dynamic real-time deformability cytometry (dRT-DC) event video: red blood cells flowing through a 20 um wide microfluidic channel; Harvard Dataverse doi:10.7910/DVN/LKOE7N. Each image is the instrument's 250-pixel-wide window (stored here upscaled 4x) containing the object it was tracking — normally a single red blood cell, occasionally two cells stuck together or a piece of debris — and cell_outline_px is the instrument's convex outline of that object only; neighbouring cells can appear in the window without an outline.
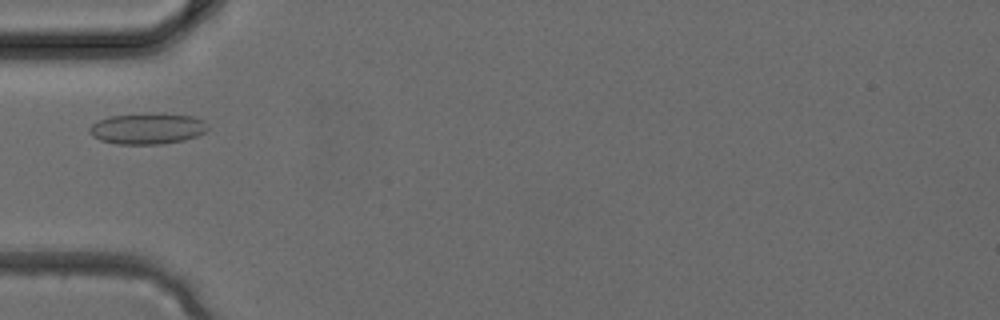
{"species": "common noctule bat (a hibernating species)", "species_latin": "Nyctalus noctula", "temperature_condition": "cold", "stored_images_in_passage": 3, "camera_frame_rate_fps": 3000, "um_per_image_px": 0.085, "animal": {"sex": "female", "body_mass_g": 24.6, "forearm_length_mm": 56.2}, "frame": {"image": 1, "passage_image": 3, "time_ms": 0.667, "image_size_px": [1000, 320], "cell_outline_px": [[208, 128], [204, 132], [196, 136], [184, 140], [160, 144], [116, 144], [100, 140], [92, 136], [88, 132], [88, 128], [92, 124], [108, 116], [144, 112], [160, 112], [192, 116], [204, 120], [208, 124]], "centroid_in_image_um": [12.52, 10.9], "position_along_channel_um": 72.5, "area_um2": 21.91}}